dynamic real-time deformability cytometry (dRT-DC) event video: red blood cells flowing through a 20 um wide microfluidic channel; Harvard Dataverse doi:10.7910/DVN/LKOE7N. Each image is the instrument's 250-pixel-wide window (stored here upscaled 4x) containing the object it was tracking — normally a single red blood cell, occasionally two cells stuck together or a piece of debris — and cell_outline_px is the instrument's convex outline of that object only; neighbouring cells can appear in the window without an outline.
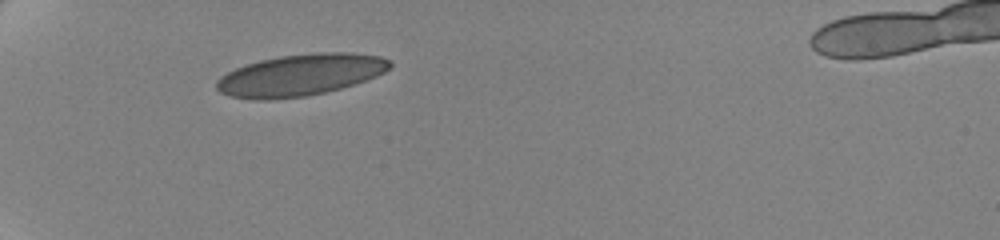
{"species": "human", "species_latin": "Homo sapiens", "temperature_condition": "cold", "stored_images_in_passage": 38, "camera_frame_rate_fps": 3000, "um_per_image_px": 0.085, "donor": {"sex": "female"}, "frame": {"image": 1, "passage_image": 1, "time_ms": 0.0, "image_size_px": [1000, 240], "cell_outline_px": [[392, 64], [384, 72], [376, 76], [340, 88], [324, 92], [304, 96], [272, 100], [256, 100], [228, 96], [220, 92], [216, 88], [216, 80], [220, 76], [236, 68], [260, 60], [280, 56], [316, 52], [352, 52], [380, 56], [388, 60]], "centroid_in_image_um": [25.49, 6.37], "position_along_channel_um": 59.5, "area_um2": 41.91}}
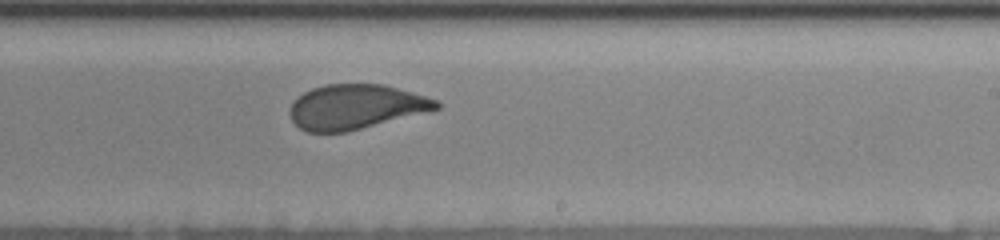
{"frame": {"image": 2, "passage_image": 20, "time_ms": 6.333, "image_size_px": [1000, 240], "cell_outline_px": [[440, 108], [344, 132], [308, 132], [300, 128], [292, 120], [288, 112], [292, 104], [304, 92], [312, 88], [324, 84], [384, 84], [412, 92], [436, 100], [440, 104]], "centroid_in_image_um": [30.19, 9.07], "position_along_channel_um": 258.8, "area_um2": 37.51}}
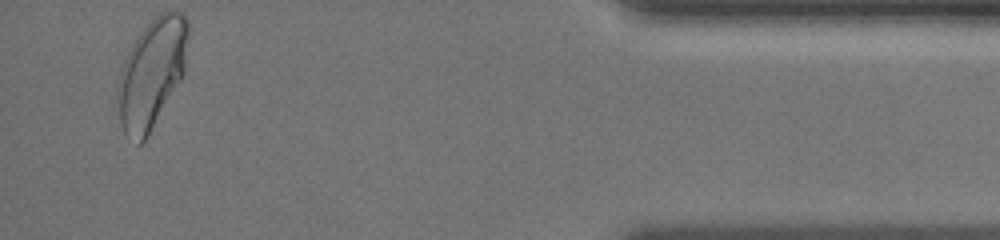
{"frame": {"image": 3, "passage_image": 38, "time_ms": 12.333, "image_size_px": [1000, 240], "cell_outline_px": [[188, 36], [184, 72], [180, 80], [144, 140], [140, 144], [124, 132], [120, 124], [116, 88], [116, 84], [124, 60], [132, 44], [140, 32], [160, 12], [184, 12], [188, 16]], "centroid_in_image_um": [12.89, 6.18], "position_along_channel_um": 422.3, "area_um2": 44.16}, "authors_computed_cell_mechanics": {"area_um2": 39.882, "velocity_mm_per_s": 3.4871, "shape_relaxation_time_tau1_ms": 5.5363, "shape_relaxation_time_tau2_ms": null, "deformation_change_tau1": 0.1458, "deformation_change_tau2": null}}